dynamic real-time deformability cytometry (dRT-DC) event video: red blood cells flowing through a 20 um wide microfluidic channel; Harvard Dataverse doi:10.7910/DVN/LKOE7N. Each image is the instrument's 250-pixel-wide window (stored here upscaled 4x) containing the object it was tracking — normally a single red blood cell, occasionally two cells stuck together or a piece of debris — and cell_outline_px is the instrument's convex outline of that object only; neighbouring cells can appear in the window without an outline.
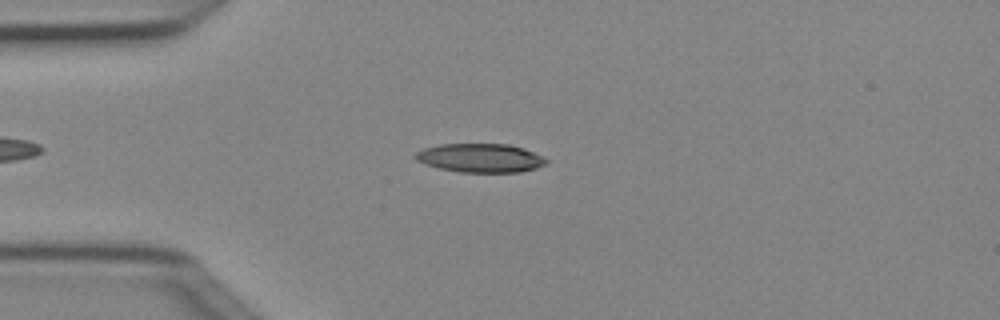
{"species": "Egyptian fruit bat (a non-hibernating species)", "species_latin": "Rousettus aegyptiacus", "temperature_condition": "cold", "stored_images_in_passage": 5, "camera_frame_rate_fps": 3000, "um_per_image_px": 0.085, "animal": {"sex": "female"}, "frame": {"image": 1, "passage_image": 4, "time_ms": 1.0, "image_size_px": [1000, 320], "cell_outline_px": [[548, 164], [536, 168], [520, 172], [460, 172], [440, 168], [424, 164], [416, 160], [416, 152], [424, 148], [440, 144], [508, 144], [524, 148], [548, 160]], "centroid_in_image_um": [40.84, 13.43], "position_along_channel_um": 44.2, "area_um2": 21.85}}